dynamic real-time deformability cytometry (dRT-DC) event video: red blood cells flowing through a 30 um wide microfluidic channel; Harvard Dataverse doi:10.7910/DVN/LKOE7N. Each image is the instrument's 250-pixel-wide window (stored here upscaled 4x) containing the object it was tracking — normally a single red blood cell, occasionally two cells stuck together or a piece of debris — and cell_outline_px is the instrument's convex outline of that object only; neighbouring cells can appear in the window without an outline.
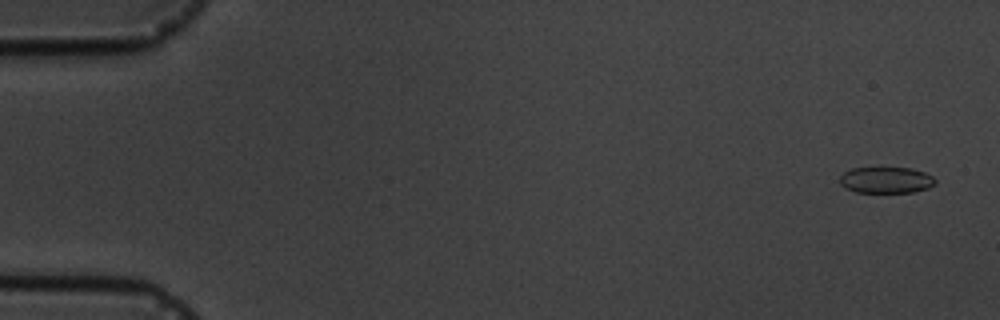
{"species": "common noctule bat (a hibernating species)", "species_latin": "Nyctalus noctula", "temperature_condition": "cold", "stored_images_in_passage": 16, "camera_frame_rate_fps": 3000, "um_per_image_px": 0.085, "animal": {"sex": "male", "body_mass_g": 19.5, "forearm_length_mm": 54.6}, "frame": {"image": 1, "passage_image": 1, "time_ms": 0.0, "image_size_px": [1000, 320], "cell_outline_px": [[936, 184], [928, 188], [912, 192], [856, 192], [844, 188], [840, 184], [840, 176], [844, 172], [852, 168], [912, 168], [924, 172], [932, 176], [936, 180]], "centroid_in_image_um": [75.31, 15.3], "position_along_channel_um": 9.7, "area_um2": 14.62}}
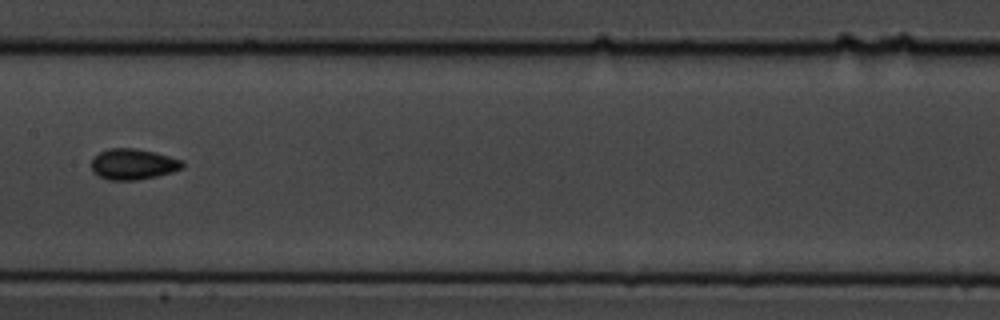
{"frame": {"image": 2, "passage_image": 8, "time_ms": 9.0, "image_size_px": [1000, 320], "cell_outline_px": [[184, 168], [172, 172], [156, 176], [136, 180], [108, 180], [92, 172], [92, 160], [100, 152], [108, 148], [136, 148], [184, 160]], "centroid_in_image_um": [11.33, 13.96], "position_along_channel_um": 196.1, "area_um2": 16.3}}
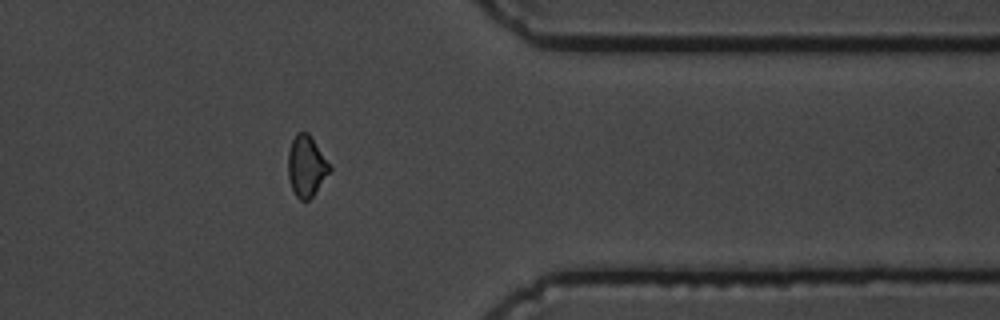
{"frame": {"image": 3, "passage_image": 13, "time_ms": 14.667, "image_size_px": [1000, 320], "cell_outline_px": [[332, 172], [312, 196], [308, 200], [300, 200], [296, 196], [292, 188], [288, 176], [288, 152], [292, 140], [296, 132], [308, 132], [332, 164]], "centroid_in_image_um": [26.08, 14.1], "position_along_channel_um": 385.3, "area_um2": 15.14}, "authors_computed_cell_mechanics": {"area_um2": 14.8835, "velocity_mm_per_s": 3.5564, "shape_relaxation_time_tau1_ms": 2.918, "shape_relaxation_time_tau2_ms": 3.999, "deformation_change_tau1": 0.0877, "deformation_change_tau2": 0.0994}}